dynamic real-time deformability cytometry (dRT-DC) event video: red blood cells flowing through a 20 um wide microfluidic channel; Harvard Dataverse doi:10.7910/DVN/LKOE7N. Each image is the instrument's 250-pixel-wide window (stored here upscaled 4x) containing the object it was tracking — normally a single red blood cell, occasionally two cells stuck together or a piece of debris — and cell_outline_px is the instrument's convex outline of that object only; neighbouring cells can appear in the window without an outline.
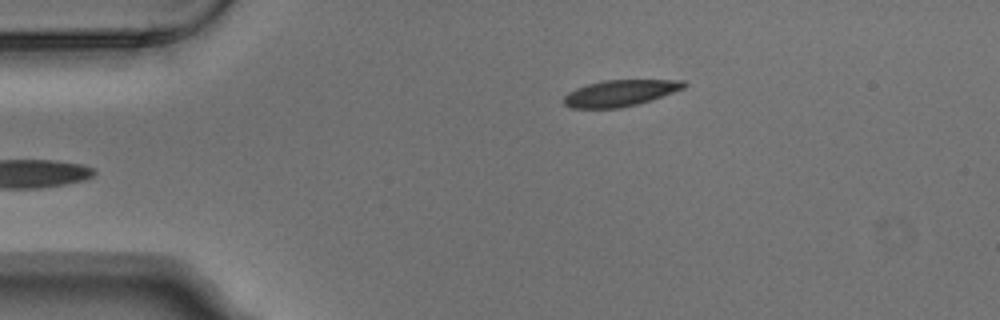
{"species": "Egyptian fruit bat (a non-hibernating species)", "species_latin": "Rousettus aegyptiacus", "temperature_condition": "warm", "stored_images_in_passage": 4, "camera_frame_rate_fps": 3000, "um_per_image_px": 0.085, "animal": {"sex": "male"}, "frame": {"image": 1, "passage_image": 4, "time_ms": 1.0, "image_size_px": [1000, 320], "cell_outline_px": [[688, 84], [684, 88], [652, 100], [620, 108], [572, 108], [564, 104], [564, 96], [568, 92], [576, 88], [588, 84], [604, 80], [684, 80]], "centroid_in_image_um": [52.72, 7.91], "position_along_channel_um": 32.3, "area_um2": 18.38}}